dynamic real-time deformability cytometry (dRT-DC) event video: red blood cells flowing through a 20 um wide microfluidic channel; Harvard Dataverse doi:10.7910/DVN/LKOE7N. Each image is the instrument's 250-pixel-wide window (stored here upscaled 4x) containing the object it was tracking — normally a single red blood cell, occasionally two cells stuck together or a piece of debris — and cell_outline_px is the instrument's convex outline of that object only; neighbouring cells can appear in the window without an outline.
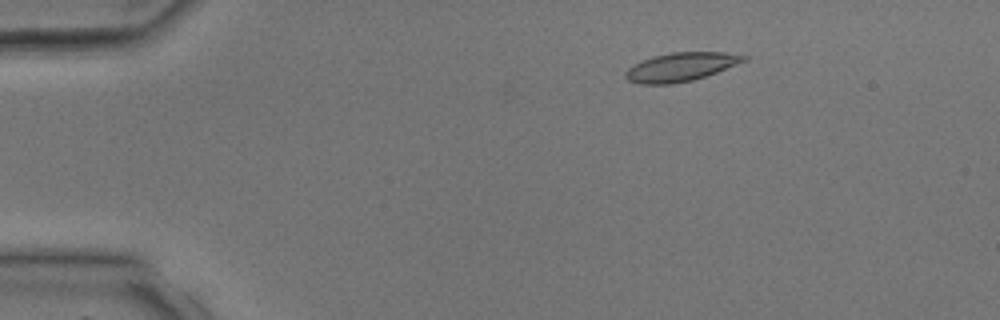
{"species": "common noctule bat (a hibernating species)", "species_latin": "Nyctalus noctula", "temperature_condition": "room temperature", "stored_images_in_passage": 3, "camera_frame_rate_fps": 3000, "um_per_image_px": 0.085, "animal": {"sex": "male", "body_mass_g": 17.9, "forearm_length_mm": 54.2}, "frame": {"image": 1, "passage_image": 1, "time_ms": 0.0, "image_size_px": [1000, 320], "cell_outline_px": [[748, 60], [716, 72], [692, 80], [672, 84], [640, 84], [628, 80], [624, 76], [624, 72], [628, 68], [652, 56], [672, 52], [724, 52], [748, 56]], "centroid_in_image_um": [57.87, 5.68], "position_along_channel_um": 27.1, "area_um2": 19.59}}
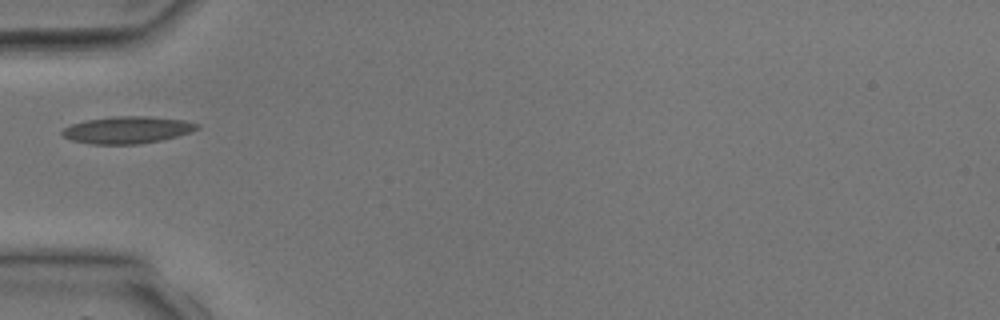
{"frame": {"image": 2, "passage_image": 3, "time_ms": 2.333, "image_size_px": [1000, 320], "cell_outline_px": [[200, 128], [176, 136], [160, 140], [140, 144], [88, 144], [72, 140], [60, 136], [60, 132], [64, 128], [72, 124], [84, 120], [116, 116], [148, 116], [184, 120], [200, 124]], "centroid_in_image_um": [10.77, 11.04], "position_along_channel_um": 74.2, "area_um2": 21.33}}